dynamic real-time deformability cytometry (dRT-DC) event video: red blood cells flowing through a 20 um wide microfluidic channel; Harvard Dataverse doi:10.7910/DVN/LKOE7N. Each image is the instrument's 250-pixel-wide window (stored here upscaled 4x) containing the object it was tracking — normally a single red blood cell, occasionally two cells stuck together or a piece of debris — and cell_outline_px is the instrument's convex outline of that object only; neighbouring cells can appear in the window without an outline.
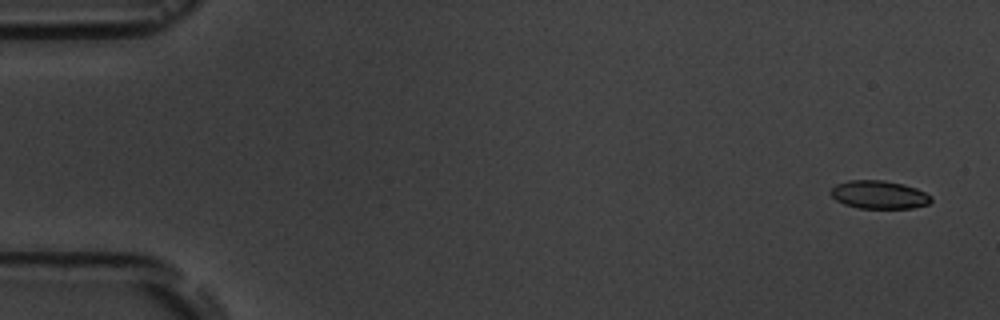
{"species": "common noctule bat (a hibernating species)", "species_latin": "Nyctalus noctula", "temperature_condition": "room temperature", "stored_images_in_passage": 13, "camera_frame_rate_fps": 3000, "um_per_image_px": 0.085, "animal": {"sex": "male", "body_mass_g": 19.5, "forearm_length_mm": 54.6}, "frame": {"image": 1, "passage_image": 1, "time_ms": 0.0, "image_size_px": [1000, 320], "cell_outline_px": [[932, 200], [928, 204], [912, 208], [860, 208], [844, 204], [836, 200], [828, 192], [836, 184], [848, 180], [884, 180], [904, 184], [916, 188], [932, 196]], "centroid_in_image_um": [74.71, 16.54], "position_along_channel_um": 10.3, "area_um2": 16.53}}
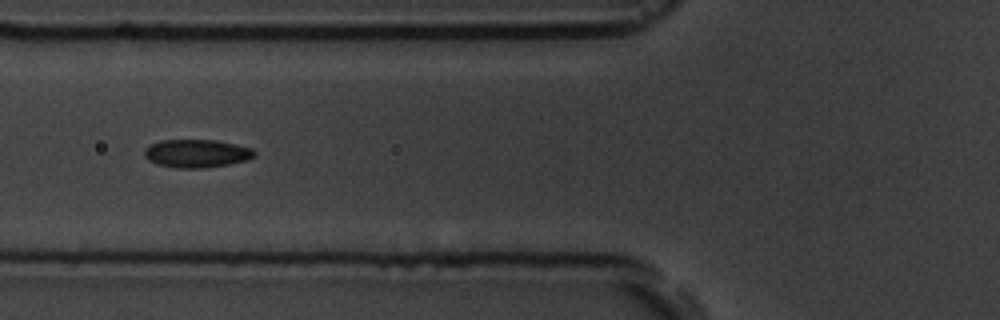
{"frame": {"image": 2, "passage_image": 6, "time_ms": 6.333, "image_size_px": [1000, 320], "cell_outline_px": [[256, 156], [248, 160], [228, 164], [204, 168], [176, 168], [160, 164], [148, 160], [144, 156], [144, 148], [160, 140], [216, 140], [236, 144], [252, 148], [256, 152]], "centroid_in_image_um": [16.74, 13.04], "position_along_channel_um": 109.1, "area_um2": 18.09}}
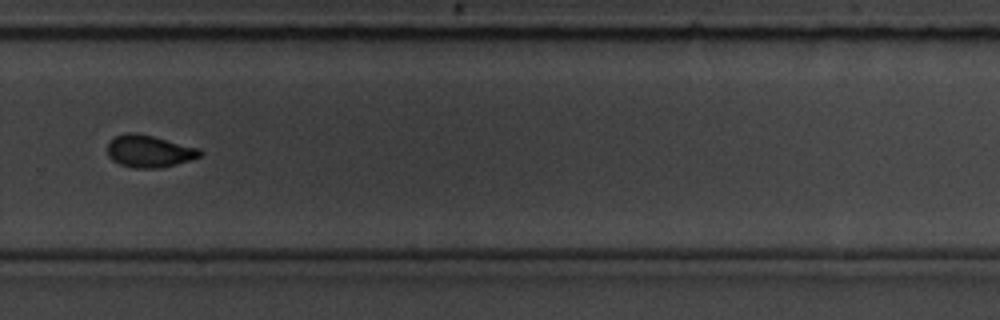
{"frame": {"image": 3, "passage_image": 11, "time_ms": 12.0, "image_size_px": [1000, 320], "cell_outline_px": [[204, 152], [200, 156], [176, 164], [160, 168], [136, 168], [120, 164], [112, 160], [108, 156], [108, 144], [116, 136], [124, 132], [136, 132], [200, 148]], "centroid_in_image_um": [12.68, 12.85], "position_along_channel_um": 317.1, "area_um2": 17.28}, "authors_computed_cell_mechanics": {"area_um2": 17.34, "velocity_mm_per_s": 3.6798, "shape_relaxation_time_tau1_ms": 5.0971, "shape_relaxation_time_tau2_ms": 1.6249, "deformation_change_tau1": 0.1263, "deformation_change_tau2": 0.0471}}